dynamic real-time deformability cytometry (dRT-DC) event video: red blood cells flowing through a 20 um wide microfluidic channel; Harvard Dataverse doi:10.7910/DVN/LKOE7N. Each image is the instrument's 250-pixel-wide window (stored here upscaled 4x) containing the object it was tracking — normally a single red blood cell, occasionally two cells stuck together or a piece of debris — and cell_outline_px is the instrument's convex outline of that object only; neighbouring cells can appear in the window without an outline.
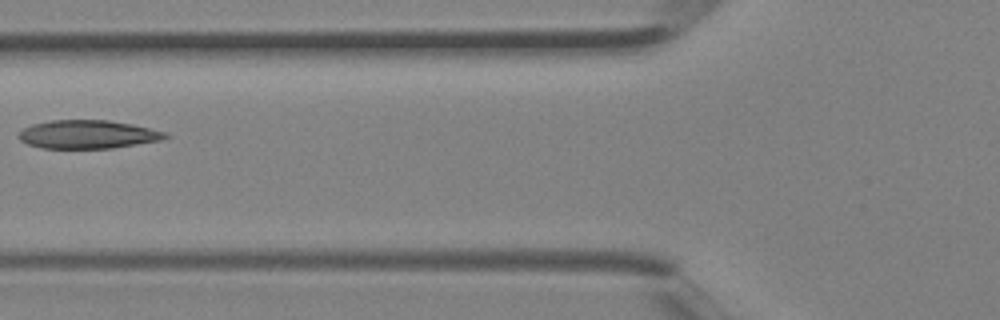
{"species": "Egyptian fruit bat (a non-hibernating species)", "species_latin": "Rousettus aegyptiacus", "temperature_condition": "room temperature", "stored_images_in_passage": 5, "camera_frame_rate_fps": 3000, "um_per_image_px": 0.085, "animal": {"sex": "female"}, "frame": {"image": 1, "passage_image": 5, "time_ms": 1.333, "image_size_px": [1000, 320], "cell_outline_px": [[172, 136], [160, 140], [112, 148], [40, 148], [28, 144], [20, 140], [16, 136], [24, 128], [32, 124], [52, 120], [108, 120], [132, 124], [168, 132]], "centroid_in_image_um": [7.47, 11.42], "position_along_channel_um": 118.3, "area_um2": 24.33}}